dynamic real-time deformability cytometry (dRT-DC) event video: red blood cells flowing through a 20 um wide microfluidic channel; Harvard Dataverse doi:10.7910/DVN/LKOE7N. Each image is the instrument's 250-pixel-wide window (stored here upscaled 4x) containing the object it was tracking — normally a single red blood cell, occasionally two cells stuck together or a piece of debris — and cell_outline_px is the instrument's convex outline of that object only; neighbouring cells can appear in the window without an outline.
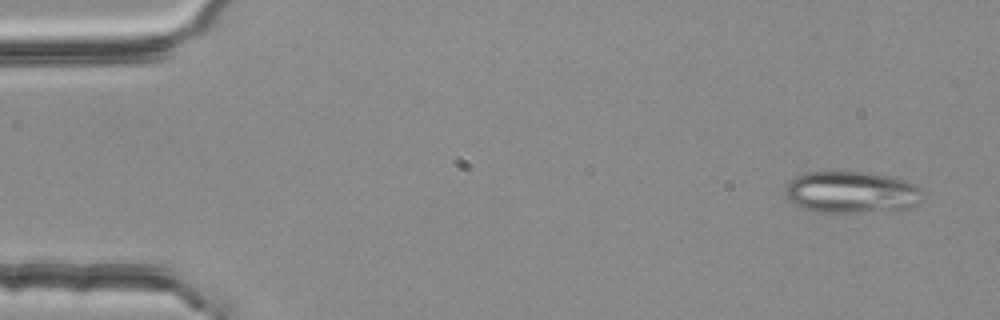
{"species": "common noctule bat (a hibernating species)", "species_latin": "Nyctalus noctula", "temperature_condition": "room temperature", "stored_images_in_passage": 4, "camera_frame_rate_fps": 3000, "um_per_image_px": 0.085, "animal": {"sex": "female", "body_mass_g": 25.1}, "frame": {"image": 1, "passage_image": 1, "time_ms": 0.0, "image_size_px": [1000, 320], "cell_outline_px": [[924, 200], [908, 208], [860, 212], [812, 212], [788, 200], [784, 196], [784, 188], [796, 176], [808, 172], [864, 172], [896, 176], [920, 188]], "centroid_in_image_um": [72.37, 16.33], "position_along_channel_um": 12.6, "area_um2": 33.52}}